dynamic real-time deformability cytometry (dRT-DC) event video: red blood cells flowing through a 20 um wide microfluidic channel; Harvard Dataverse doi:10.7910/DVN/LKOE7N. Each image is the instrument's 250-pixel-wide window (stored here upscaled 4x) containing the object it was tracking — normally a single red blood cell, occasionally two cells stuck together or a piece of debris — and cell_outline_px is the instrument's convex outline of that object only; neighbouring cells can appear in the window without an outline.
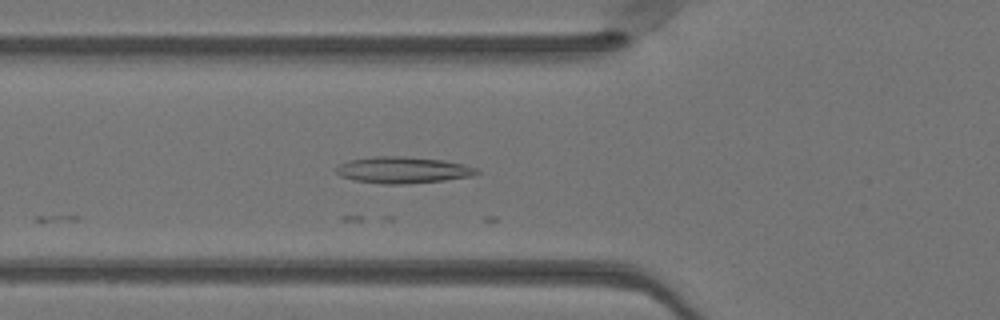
{"species": "Egyptian fruit bat (a non-hibernating species)", "species_latin": "Rousettus aegyptiacus", "temperature_condition": "warm", "stored_images_in_passage": 12, "camera_frame_rate_fps": 3000, "um_per_image_px": 0.085, "animal": {"sex": "female"}, "frame": {"image": 1, "passage_image": 5, "time_ms": 1.333, "image_size_px": [1000, 320], "cell_outline_px": [[480, 172], [472, 176], [444, 180], [404, 184], [380, 184], [356, 180], [340, 176], [336, 172], [336, 168], [340, 164], [348, 160], [376, 156], [404, 156], [444, 160], [464, 164], [480, 168]], "centroid_in_image_um": [34.28, 14.44], "position_along_channel_um": 91.5, "area_um2": 21.79}}
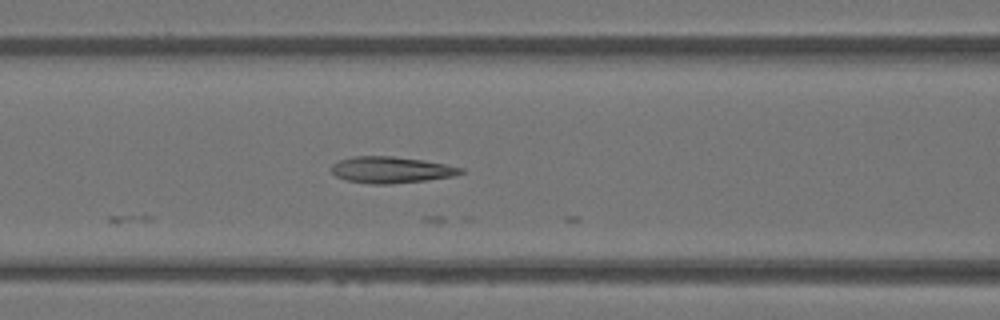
{"frame": {"image": 2, "passage_image": 8, "time_ms": 2.333, "image_size_px": [1000, 320], "cell_outline_px": [[464, 172], [452, 176], [424, 180], [392, 184], [372, 184], [348, 180], [336, 176], [328, 168], [332, 164], [340, 160], [352, 156], [392, 156], [424, 160], [464, 168]], "centroid_in_image_um": [33.21, 14.43], "position_along_channel_um": 133.4, "area_um2": 19.83}}